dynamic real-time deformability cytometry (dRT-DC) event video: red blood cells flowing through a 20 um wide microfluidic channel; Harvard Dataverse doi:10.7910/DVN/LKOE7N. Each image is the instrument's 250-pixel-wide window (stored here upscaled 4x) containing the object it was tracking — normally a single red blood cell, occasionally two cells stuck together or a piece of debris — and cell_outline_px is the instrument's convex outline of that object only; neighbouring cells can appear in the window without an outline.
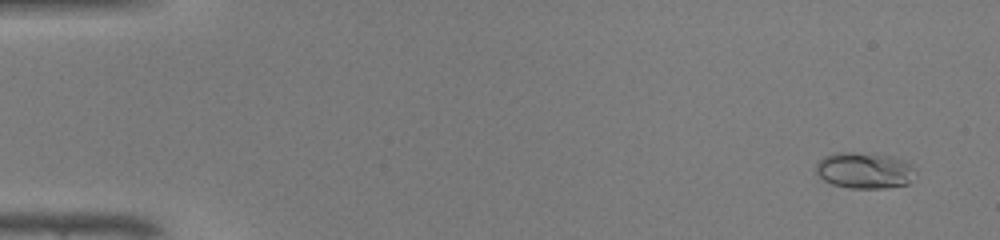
{"species": "common noctule bat (a hibernating species)", "species_latin": "Nyctalus noctula", "temperature_condition": "warm", "stored_images_in_passage": 48, "camera_frame_rate_fps": 3000, "um_per_image_px": 0.085, "animal": {"sex": "male", "body_mass_g": 19.0, "forearm_length_mm": 50.8}, "frame": {"image": 1, "passage_image": 3, "time_ms": 0.667, "image_size_px": [1000, 240], "cell_outline_px": [[916, 172], [908, 184], [884, 188], [848, 188], [832, 184], [824, 180], [816, 172], [816, 164], [824, 156], [836, 152], [856, 152], [892, 156], [904, 160], [912, 164], [916, 168]], "centroid_in_image_um": [73.5, 14.48], "position_along_channel_um": 11.5, "area_um2": 21.15}}
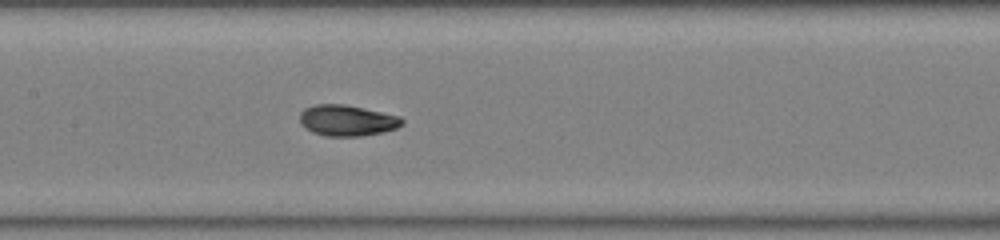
{"frame": {"image": 2, "passage_image": 24, "time_ms": 7.667, "image_size_px": [1000, 240], "cell_outline_px": [[404, 124], [396, 128], [380, 132], [360, 136], [324, 136], [312, 132], [300, 124], [300, 112], [304, 108], [316, 104], [344, 104], [364, 108], [400, 116], [404, 120]], "centroid_in_image_um": [29.48, 10.23], "position_along_channel_um": 177.9, "area_um2": 18.5}}
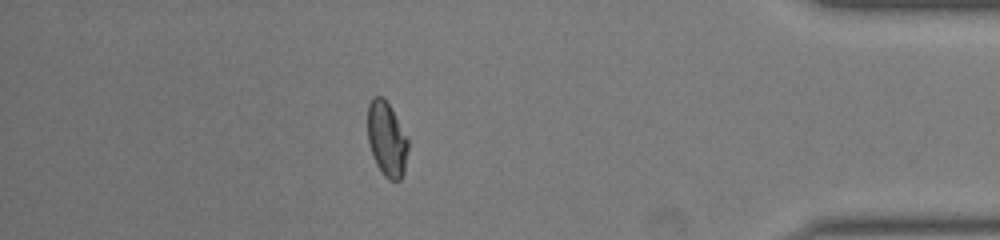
{"frame": {"image": 3, "passage_image": 42, "time_ms": 13.667, "image_size_px": [1000, 240], "cell_outline_px": [[408, 148], [404, 172], [400, 180], [388, 180], [384, 176], [376, 164], [368, 140], [368, 104], [372, 96], [384, 96], [408, 140]], "centroid_in_image_um": [32.86, 11.82], "position_along_channel_um": 402.3, "area_um2": 17.4}, "authors_computed_cell_mechanics": {"area_um2": 17.9469, "velocity_mm_per_s": 4.3614, "shape_relaxation_time_tau1_ms": 3.5142, "shape_relaxation_time_tau2_ms": 1.2684, "deformation_change_tau1": 0.1912, "deformation_change_tau2": 0.0538}}